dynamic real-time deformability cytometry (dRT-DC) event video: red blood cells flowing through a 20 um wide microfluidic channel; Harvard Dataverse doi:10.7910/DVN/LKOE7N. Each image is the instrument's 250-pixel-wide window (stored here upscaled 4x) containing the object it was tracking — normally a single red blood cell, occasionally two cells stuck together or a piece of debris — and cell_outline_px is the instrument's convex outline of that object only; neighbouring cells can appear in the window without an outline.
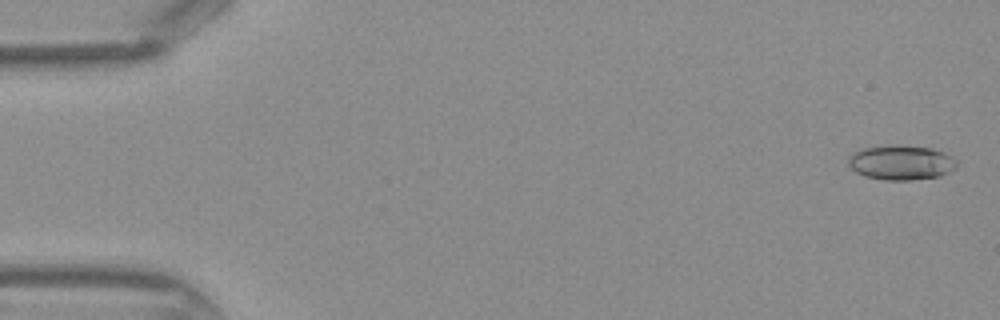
{"species": "Egyptian fruit bat (a non-hibernating species)", "species_latin": "Rousettus aegyptiacus", "temperature_condition": "warm", "stored_images_in_passage": 43, "camera_frame_rate_fps": 3000, "um_per_image_px": 0.085, "frame": {"image": 1, "passage_image": 1, "time_ms": 0.0, "image_size_px": [1000, 320], "cell_outline_px": [[960, 164], [956, 168], [940, 176], [912, 180], [884, 180], [864, 176], [856, 172], [848, 164], [848, 156], [852, 152], [864, 148], [932, 148], [944, 152], [952, 156]], "centroid_in_image_um": [76.63, 13.87], "position_along_channel_um": 8.4, "area_um2": 21.27}}
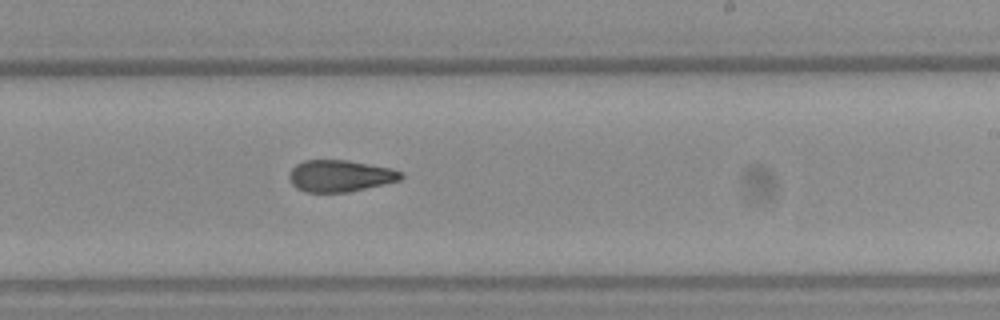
{"frame": {"image": 2, "passage_image": 26, "time_ms": 8.333, "image_size_px": [1000, 320], "cell_outline_px": [[404, 176], [400, 180], [384, 184], [348, 192], [308, 192], [296, 188], [288, 180], [288, 172], [296, 164], [304, 160], [348, 160], [392, 168], [404, 172]], "centroid_in_image_um": [28.9, 14.94], "position_along_channel_um": 260.1, "area_um2": 20.87}}
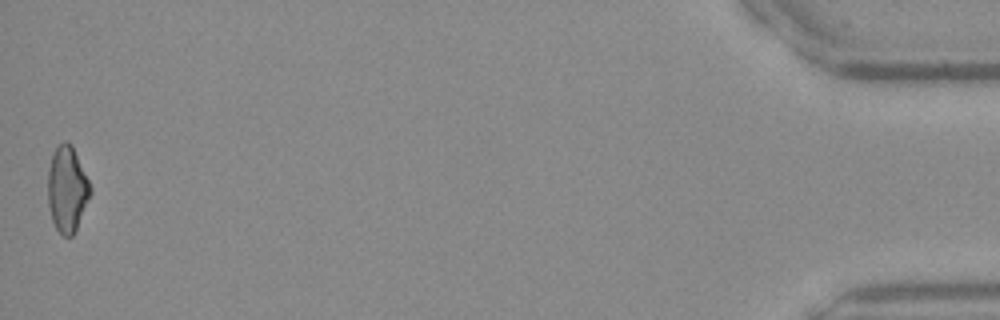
{"frame": {"image": 3, "passage_image": 43, "time_ms": 14.0, "image_size_px": [1000, 320], "cell_outline_px": [[92, 192], [76, 228], [72, 236], [64, 236], [56, 228], [52, 220], [48, 204], [48, 168], [52, 156], [56, 148], [64, 140], [72, 144], [92, 188]], "centroid_in_image_um": [5.71, 16.06], "position_along_channel_um": 429.5, "area_um2": 21.04}}